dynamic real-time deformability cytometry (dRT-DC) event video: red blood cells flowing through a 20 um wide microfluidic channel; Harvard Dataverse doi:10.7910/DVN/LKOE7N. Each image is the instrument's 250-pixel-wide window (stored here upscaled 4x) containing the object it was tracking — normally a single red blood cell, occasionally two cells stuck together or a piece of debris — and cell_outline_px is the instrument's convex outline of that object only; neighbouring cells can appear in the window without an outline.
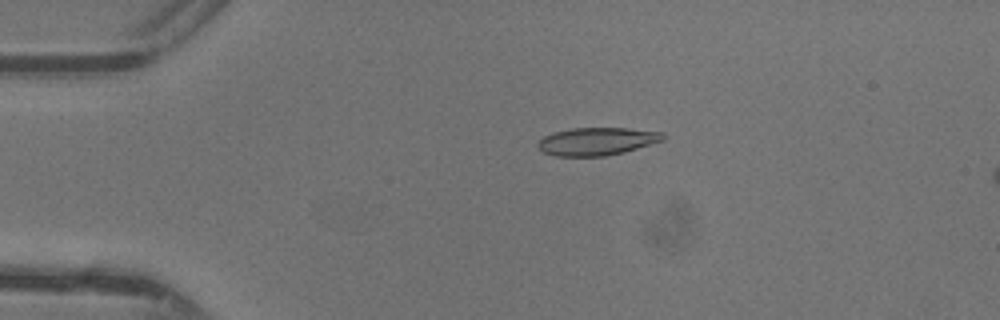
{"species": "common noctule bat (a hibernating species)", "species_latin": "Nyctalus noctula", "temperature_condition": "warm", "stored_images_in_passage": 12, "camera_frame_rate_fps": 3000, "um_per_image_px": 0.085, "animal": {"sex": "female"}, "frame": {"image": 1, "passage_image": 7, "time_ms": 2.0, "image_size_px": [1000, 320], "cell_outline_px": [[664, 140], [624, 152], [604, 156], [556, 156], [544, 152], [536, 144], [544, 136], [552, 132], [572, 128], [628, 128], [664, 132]], "centroid_in_image_um": [50.74, 12.01], "position_along_channel_um": 34.3, "area_um2": 20.23}}